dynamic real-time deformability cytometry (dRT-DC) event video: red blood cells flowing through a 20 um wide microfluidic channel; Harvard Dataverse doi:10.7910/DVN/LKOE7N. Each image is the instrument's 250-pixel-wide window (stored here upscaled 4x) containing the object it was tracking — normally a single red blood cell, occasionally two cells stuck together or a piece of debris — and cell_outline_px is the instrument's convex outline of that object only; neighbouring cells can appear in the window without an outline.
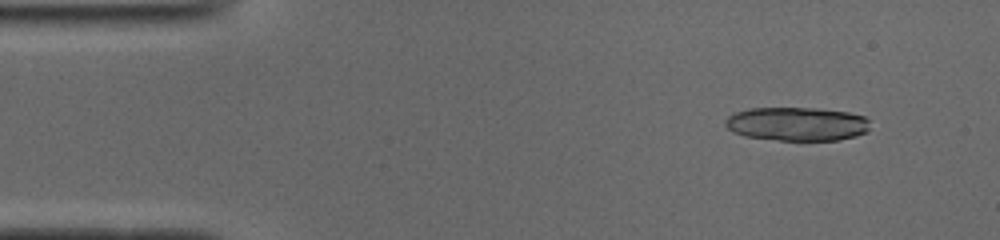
{"species": "common noctule bat (a hibernating species)", "species_latin": "Nyctalus noctula", "temperature_condition": "cold", "stored_images_in_passage": 24, "camera_frame_rate_fps": 3000, "um_per_image_px": 0.085, "animal": {"sex": "male", "body_mass_g": 19.0, "forearm_length_mm": 50.8}, "frame": {"image": 1, "passage_image": 5, "time_ms": 1.333, "image_size_px": [1000, 240], "cell_outline_px": [[868, 132], [856, 136], [840, 140], [780, 140], [744, 136], [732, 132], [724, 124], [724, 120], [728, 116], [736, 112], [748, 108], [820, 108], [848, 112], [864, 116], [868, 120]], "centroid_in_image_um": [67.73, 10.53], "position_along_channel_um": 17.3, "area_um2": 28.61}}
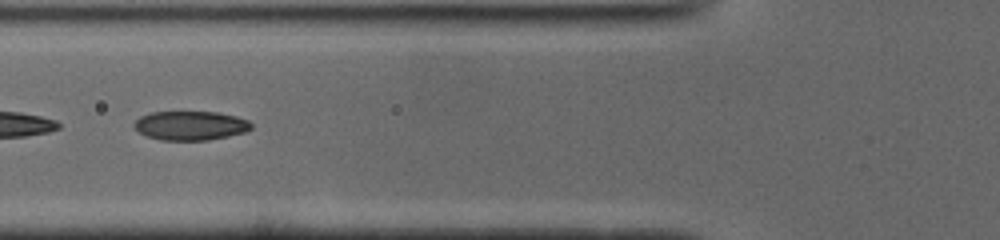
{"frame": {"image": 2, "passage_image": 19, "time_ms": 6.0, "image_size_px": [1000, 240], "cell_outline_px": [[252, 128], [244, 132], [228, 136], [208, 140], [160, 140], [148, 136], [140, 132], [132, 124], [140, 116], [152, 112], [216, 112], [236, 116], [248, 120], [252, 124]], "centroid_in_image_um": [16.2, 10.67], "position_along_channel_um": 109.6, "area_um2": 19.77}}